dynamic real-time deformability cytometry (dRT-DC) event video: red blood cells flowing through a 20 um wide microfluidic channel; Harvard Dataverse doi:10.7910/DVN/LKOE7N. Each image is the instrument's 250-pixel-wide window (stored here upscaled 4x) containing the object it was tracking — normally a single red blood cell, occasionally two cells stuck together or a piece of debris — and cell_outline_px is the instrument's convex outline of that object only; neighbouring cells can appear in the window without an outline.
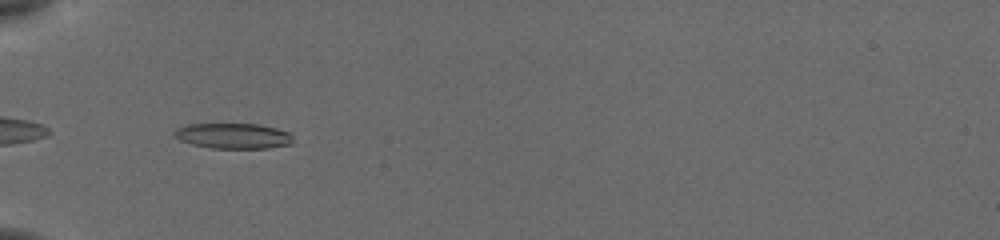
{"species": "common noctule bat (a hibernating species)", "species_latin": "Nyctalus noctula", "temperature_condition": "cold", "stored_images_in_passage": 37, "camera_frame_rate_fps": 3000, "um_per_image_px": 0.085, "animal": {"sex": "female", "body_mass_g": 19.5, "forearm_length_mm": 54.1}, "frame": {"image": 1, "passage_image": 2, "time_ms": 0.333, "image_size_px": [1000, 240], "cell_outline_px": [[292, 144], [268, 148], [212, 148], [192, 144], [180, 140], [172, 136], [172, 132], [176, 128], [188, 124], [260, 124], [292, 132]], "centroid_in_image_um": [19.82, 11.54], "position_along_channel_um": 65.2, "area_um2": 17.8}}
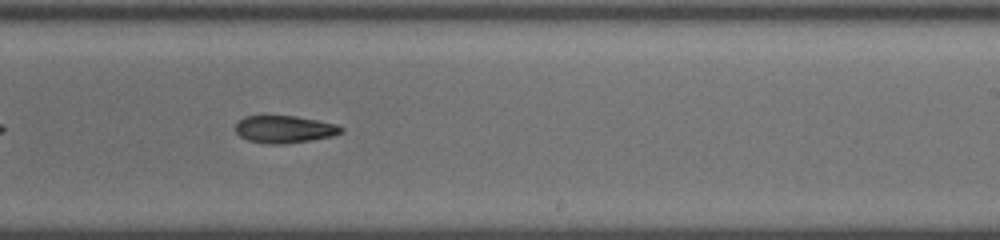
{"frame": {"image": 2, "passage_image": 18, "time_ms": 5.667, "image_size_px": [1000, 240], "cell_outline_px": [[344, 132], [332, 136], [312, 140], [284, 144], [268, 144], [248, 140], [240, 136], [236, 132], [236, 124], [244, 116], [296, 116], [336, 124], [344, 128]], "centroid_in_image_um": [24.2, 10.99], "position_along_channel_um": 264.8, "area_um2": 16.82}}
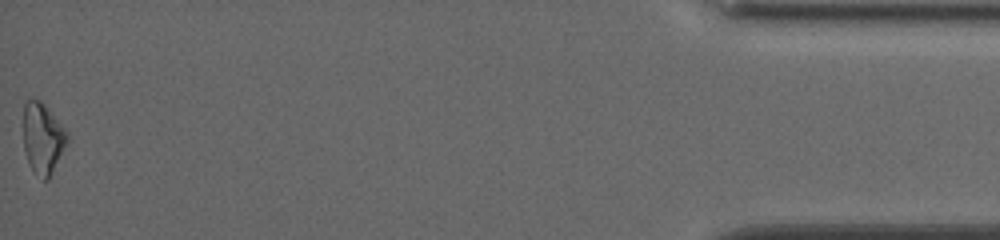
{"frame": {"image": 3, "passage_image": 37, "time_ms": 12.0, "image_size_px": [1000, 240], "cell_outline_px": [[68, 144], [48, 180], [44, 180], [28, 164], [24, 148], [24, 104], [28, 100], [40, 100], [44, 104], [68, 132]], "centroid_in_image_um": [3.66, 11.77], "position_along_channel_um": 431.5, "area_um2": 17.98}, "authors_computed_cell_mechanics": {"area_um2": 17.6868, "velocity_mm_per_s": 3.8887, "shape_relaxation_time_tau1_ms": 10.1139, "shape_relaxation_time_tau2_ms": null, "deformation_change_tau1": 0.1981, "deformation_change_tau2": null}}